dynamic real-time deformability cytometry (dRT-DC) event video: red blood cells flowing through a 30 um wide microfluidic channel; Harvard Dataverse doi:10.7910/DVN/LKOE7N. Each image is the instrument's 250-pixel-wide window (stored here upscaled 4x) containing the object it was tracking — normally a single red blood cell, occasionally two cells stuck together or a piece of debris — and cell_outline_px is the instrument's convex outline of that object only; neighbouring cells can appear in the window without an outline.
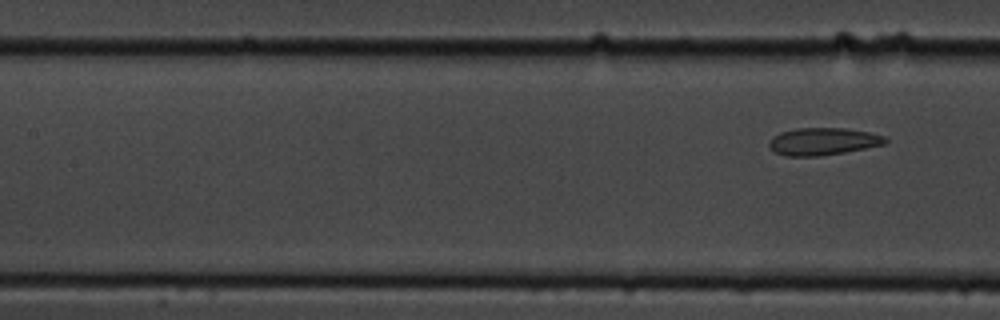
{"species": "common noctule bat (a hibernating species)", "species_latin": "Nyctalus noctula", "temperature_condition": "cold", "stored_images_in_passage": 9, "segment_of_instrument_passage": [2, 2], "camera_frame_rate_fps": 3000, "um_per_image_px": 0.085, "animal": {"sex": "male", "body_mass_g": 19.5, "forearm_length_mm": 54.6}, "frame": {"image": 1, "passage_image": 9, "time_ms": 10.0, "image_size_px": [1000, 320], "cell_outline_px": [[888, 140], [884, 144], [844, 152], [820, 156], [784, 156], [776, 152], [768, 144], [768, 140], [772, 136], [780, 132], [796, 128], [844, 128], [868, 132], [884, 136]], "centroid_in_image_um": [69.91, 12.02], "position_along_channel_um": 137.5, "area_um2": 18.44}}